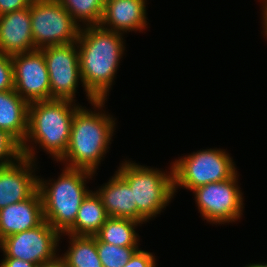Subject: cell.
<instances>
[{
	"label": "cell",
	"instance_id": "obj_1",
	"mask_svg": "<svg viewBox=\"0 0 267 267\" xmlns=\"http://www.w3.org/2000/svg\"><path fill=\"white\" fill-rule=\"evenodd\" d=\"M124 38V34L109 31L100 25L80 28L76 44L83 91L89 103L107 101L120 60L125 54Z\"/></svg>",
	"mask_w": 267,
	"mask_h": 267
},
{
	"label": "cell",
	"instance_id": "obj_2",
	"mask_svg": "<svg viewBox=\"0 0 267 267\" xmlns=\"http://www.w3.org/2000/svg\"><path fill=\"white\" fill-rule=\"evenodd\" d=\"M105 102L95 100L91 103L93 111L81 106L75 112L67 150L58 161L65 163V167L97 173L117 126L116 118L104 111Z\"/></svg>",
	"mask_w": 267,
	"mask_h": 267
},
{
	"label": "cell",
	"instance_id": "obj_3",
	"mask_svg": "<svg viewBox=\"0 0 267 267\" xmlns=\"http://www.w3.org/2000/svg\"><path fill=\"white\" fill-rule=\"evenodd\" d=\"M81 106L71 100L59 99L31 102L28 132L21 145L22 156L37 163V149H43L58 162L67 150L73 117Z\"/></svg>",
	"mask_w": 267,
	"mask_h": 267
},
{
	"label": "cell",
	"instance_id": "obj_4",
	"mask_svg": "<svg viewBox=\"0 0 267 267\" xmlns=\"http://www.w3.org/2000/svg\"><path fill=\"white\" fill-rule=\"evenodd\" d=\"M93 176V172L64 166L57 179L38 178L44 220L60 234L74 225L79 207L91 191L86 182Z\"/></svg>",
	"mask_w": 267,
	"mask_h": 267
},
{
	"label": "cell",
	"instance_id": "obj_5",
	"mask_svg": "<svg viewBox=\"0 0 267 267\" xmlns=\"http://www.w3.org/2000/svg\"><path fill=\"white\" fill-rule=\"evenodd\" d=\"M120 164L117 172L128 182L137 211L149 223L166 209L175 196L172 162L169 165L170 171L147 167L130 159H124Z\"/></svg>",
	"mask_w": 267,
	"mask_h": 267
},
{
	"label": "cell",
	"instance_id": "obj_6",
	"mask_svg": "<svg viewBox=\"0 0 267 267\" xmlns=\"http://www.w3.org/2000/svg\"><path fill=\"white\" fill-rule=\"evenodd\" d=\"M225 149H200L172 162L174 194L178 188L194 190L212 182L233 177L238 171L233 157Z\"/></svg>",
	"mask_w": 267,
	"mask_h": 267
},
{
	"label": "cell",
	"instance_id": "obj_7",
	"mask_svg": "<svg viewBox=\"0 0 267 267\" xmlns=\"http://www.w3.org/2000/svg\"><path fill=\"white\" fill-rule=\"evenodd\" d=\"M238 177L237 172L227 180L208 183L192 190L198 212L207 223L217 226L241 220L245 204Z\"/></svg>",
	"mask_w": 267,
	"mask_h": 267
},
{
	"label": "cell",
	"instance_id": "obj_8",
	"mask_svg": "<svg viewBox=\"0 0 267 267\" xmlns=\"http://www.w3.org/2000/svg\"><path fill=\"white\" fill-rule=\"evenodd\" d=\"M30 17L36 49L77 41L81 27L59 0H36L30 3Z\"/></svg>",
	"mask_w": 267,
	"mask_h": 267
},
{
	"label": "cell",
	"instance_id": "obj_9",
	"mask_svg": "<svg viewBox=\"0 0 267 267\" xmlns=\"http://www.w3.org/2000/svg\"><path fill=\"white\" fill-rule=\"evenodd\" d=\"M60 239L61 234L44 220L35 228L2 239L0 250L3 257L22 259L38 266L59 258Z\"/></svg>",
	"mask_w": 267,
	"mask_h": 267
},
{
	"label": "cell",
	"instance_id": "obj_10",
	"mask_svg": "<svg viewBox=\"0 0 267 267\" xmlns=\"http://www.w3.org/2000/svg\"><path fill=\"white\" fill-rule=\"evenodd\" d=\"M40 50L44 54L49 73L51 100L76 102L74 98H76L77 88L81 84L83 87L76 42L47 46Z\"/></svg>",
	"mask_w": 267,
	"mask_h": 267
},
{
	"label": "cell",
	"instance_id": "obj_11",
	"mask_svg": "<svg viewBox=\"0 0 267 267\" xmlns=\"http://www.w3.org/2000/svg\"><path fill=\"white\" fill-rule=\"evenodd\" d=\"M14 90L29 103L51 100L50 80L40 49L11 56Z\"/></svg>",
	"mask_w": 267,
	"mask_h": 267
},
{
	"label": "cell",
	"instance_id": "obj_12",
	"mask_svg": "<svg viewBox=\"0 0 267 267\" xmlns=\"http://www.w3.org/2000/svg\"><path fill=\"white\" fill-rule=\"evenodd\" d=\"M37 164L25 156L0 167V209L31 197L38 190Z\"/></svg>",
	"mask_w": 267,
	"mask_h": 267
},
{
	"label": "cell",
	"instance_id": "obj_13",
	"mask_svg": "<svg viewBox=\"0 0 267 267\" xmlns=\"http://www.w3.org/2000/svg\"><path fill=\"white\" fill-rule=\"evenodd\" d=\"M147 0H106L100 26L109 31L142 32L148 28Z\"/></svg>",
	"mask_w": 267,
	"mask_h": 267
},
{
	"label": "cell",
	"instance_id": "obj_14",
	"mask_svg": "<svg viewBox=\"0 0 267 267\" xmlns=\"http://www.w3.org/2000/svg\"><path fill=\"white\" fill-rule=\"evenodd\" d=\"M37 50L31 32L30 4L0 15V52L15 55Z\"/></svg>",
	"mask_w": 267,
	"mask_h": 267
},
{
	"label": "cell",
	"instance_id": "obj_15",
	"mask_svg": "<svg viewBox=\"0 0 267 267\" xmlns=\"http://www.w3.org/2000/svg\"><path fill=\"white\" fill-rule=\"evenodd\" d=\"M44 221L39 190L24 201L0 209V241L12 234L39 226Z\"/></svg>",
	"mask_w": 267,
	"mask_h": 267
},
{
	"label": "cell",
	"instance_id": "obj_16",
	"mask_svg": "<svg viewBox=\"0 0 267 267\" xmlns=\"http://www.w3.org/2000/svg\"><path fill=\"white\" fill-rule=\"evenodd\" d=\"M103 206L109 217L128 218L142 224L148 222L138 211L134 202L133 191L128 182L115 171L107 183H103L98 189Z\"/></svg>",
	"mask_w": 267,
	"mask_h": 267
},
{
	"label": "cell",
	"instance_id": "obj_17",
	"mask_svg": "<svg viewBox=\"0 0 267 267\" xmlns=\"http://www.w3.org/2000/svg\"><path fill=\"white\" fill-rule=\"evenodd\" d=\"M29 104L14 89L0 91V129L20 145L28 132Z\"/></svg>",
	"mask_w": 267,
	"mask_h": 267
},
{
	"label": "cell",
	"instance_id": "obj_18",
	"mask_svg": "<svg viewBox=\"0 0 267 267\" xmlns=\"http://www.w3.org/2000/svg\"><path fill=\"white\" fill-rule=\"evenodd\" d=\"M109 218L97 192L91 190L79 207L74 225L66 232L74 236H94Z\"/></svg>",
	"mask_w": 267,
	"mask_h": 267
},
{
	"label": "cell",
	"instance_id": "obj_19",
	"mask_svg": "<svg viewBox=\"0 0 267 267\" xmlns=\"http://www.w3.org/2000/svg\"><path fill=\"white\" fill-rule=\"evenodd\" d=\"M68 249L61 254L64 267H103L97 252V241L94 236H74L67 233Z\"/></svg>",
	"mask_w": 267,
	"mask_h": 267
},
{
	"label": "cell",
	"instance_id": "obj_20",
	"mask_svg": "<svg viewBox=\"0 0 267 267\" xmlns=\"http://www.w3.org/2000/svg\"><path fill=\"white\" fill-rule=\"evenodd\" d=\"M141 225L133 219L109 217L94 237L96 241L116 246L140 247V236L136 230Z\"/></svg>",
	"mask_w": 267,
	"mask_h": 267
},
{
	"label": "cell",
	"instance_id": "obj_21",
	"mask_svg": "<svg viewBox=\"0 0 267 267\" xmlns=\"http://www.w3.org/2000/svg\"><path fill=\"white\" fill-rule=\"evenodd\" d=\"M59 1L80 27L100 25L104 13V0Z\"/></svg>",
	"mask_w": 267,
	"mask_h": 267
},
{
	"label": "cell",
	"instance_id": "obj_22",
	"mask_svg": "<svg viewBox=\"0 0 267 267\" xmlns=\"http://www.w3.org/2000/svg\"><path fill=\"white\" fill-rule=\"evenodd\" d=\"M139 247H121L97 241V252L103 267H124Z\"/></svg>",
	"mask_w": 267,
	"mask_h": 267
},
{
	"label": "cell",
	"instance_id": "obj_23",
	"mask_svg": "<svg viewBox=\"0 0 267 267\" xmlns=\"http://www.w3.org/2000/svg\"><path fill=\"white\" fill-rule=\"evenodd\" d=\"M21 156V145L6 131L0 129V167L17 161Z\"/></svg>",
	"mask_w": 267,
	"mask_h": 267
},
{
	"label": "cell",
	"instance_id": "obj_24",
	"mask_svg": "<svg viewBox=\"0 0 267 267\" xmlns=\"http://www.w3.org/2000/svg\"><path fill=\"white\" fill-rule=\"evenodd\" d=\"M14 89L13 63L10 55L0 52V91Z\"/></svg>",
	"mask_w": 267,
	"mask_h": 267
},
{
	"label": "cell",
	"instance_id": "obj_25",
	"mask_svg": "<svg viewBox=\"0 0 267 267\" xmlns=\"http://www.w3.org/2000/svg\"><path fill=\"white\" fill-rule=\"evenodd\" d=\"M155 254L138 249L124 267H156Z\"/></svg>",
	"mask_w": 267,
	"mask_h": 267
},
{
	"label": "cell",
	"instance_id": "obj_26",
	"mask_svg": "<svg viewBox=\"0 0 267 267\" xmlns=\"http://www.w3.org/2000/svg\"><path fill=\"white\" fill-rule=\"evenodd\" d=\"M27 0H0V15L29 7Z\"/></svg>",
	"mask_w": 267,
	"mask_h": 267
},
{
	"label": "cell",
	"instance_id": "obj_27",
	"mask_svg": "<svg viewBox=\"0 0 267 267\" xmlns=\"http://www.w3.org/2000/svg\"><path fill=\"white\" fill-rule=\"evenodd\" d=\"M0 267H37V265L22 259L3 257Z\"/></svg>",
	"mask_w": 267,
	"mask_h": 267
},
{
	"label": "cell",
	"instance_id": "obj_28",
	"mask_svg": "<svg viewBox=\"0 0 267 267\" xmlns=\"http://www.w3.org/2000/svg\"><path fill=\"white\" fill-rule=\"evenodd\" d=\"M262 5V7H261V11H262V13H261V15H263L262 17H261V22H262V32L264 33V37H266V39H267V2L266 3H264V4H261Z\"/></svg>",
	"mask_w": 267,
	"mask_h": 267
},
{
	"label": "cell",
	"instance_id": "obj_29",
	"mask_svg": "<svg viewBox=\"0 0 267 267\" xmlns=\"http://www.w3.org/2000/svg\"><path fill=\"white\" fill-rule=\"evenodd\" d=\"M37 267H64V265L62 260L60 258H57L55 261L51 263L38 265Z\"/></svg>",
	"mask_w": 267,
	"mask_h": 267
},
{
	"label": "cell",
	"instance_id": "obj_30",
	"mask_svg": "<svg viewBox=\"0 0 267 267\" xmlns=\"http://www.w3.org/2000/svg\"><path fill=\"white\" fill-rule=\"evenodd\" d=\"M245 267H267V263L262 262V263H250V264H246Z\"/></svg>",
	"mask_w": 267,
	"mask_h": 267
},
{
	"label": "cell",
	"instance_id": "obj_31",
	"mask_svg": "<svg viewBox=\"0 0 267 267\" xmlns=\"http://www.w3.org/2000/svg\"><path fill=\"white\" fill-rule=\"evenodd\" d=\"M261 1H262L263 4L267 2V0H260V2H261Z\"/></svg>",
	"mask_w": 267,
	"mask_h": 267
},
{
	"label": "cell",
	"instance_id": "obj_32",
	"mask_svg": "<svg viewBox=\"0 0 267 267\" xmlns=\"http://www.w3.org/2000/svg\"><path fill=\"white\" fill-rule=\"evenodd\" d=\"M29 3H32V2H34V1H36V0H27Z\"/></svg>",
	"mask_w": 267,
	"mask_h": 267
}]
</instances>
